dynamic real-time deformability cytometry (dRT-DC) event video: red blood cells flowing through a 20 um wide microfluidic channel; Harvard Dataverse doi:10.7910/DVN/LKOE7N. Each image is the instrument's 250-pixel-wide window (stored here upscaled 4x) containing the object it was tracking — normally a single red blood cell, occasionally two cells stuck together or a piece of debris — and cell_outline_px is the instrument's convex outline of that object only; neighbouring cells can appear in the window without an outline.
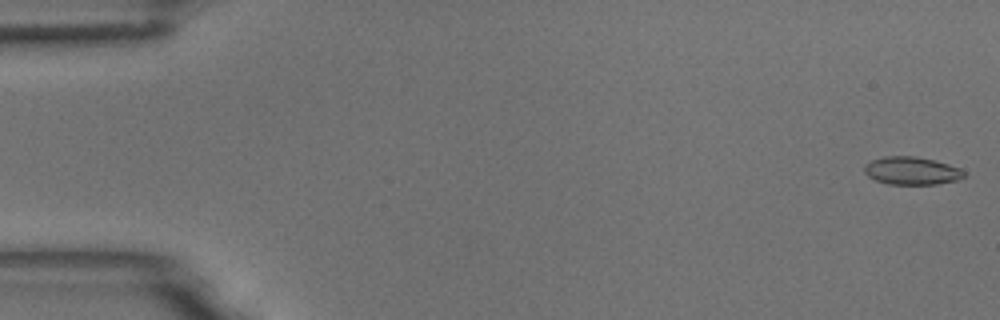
{"species": "common noctule bat (a hibernating species)", "species_latin": "Nyctalus noctula", "temperature_condition": "room temperature", "stored_images_in_passage": 9, "camera_frame_rate_fps": 3000, "um_per_image_px": 0.085, "animal": {"sex": "male", "body_mass_g": 18.8}, "frame": {"image": 1, "passage_image": 1, "time_ms": 0.0, "image_size_px": [1000, 320], "cell_outline_px": [[964, 176], [960, 180], [936, 184], [888, 184], [876, 180], [868, 176], [864, 172], [864, 164], [872, 160], [884, 156], [916, 156], [948, 164], [960, 168], [964, 172]], "centroid_in_image_um": [77.48, 14.51], "position_along_channel_um": 7.5, "area_um2": 16.18}}
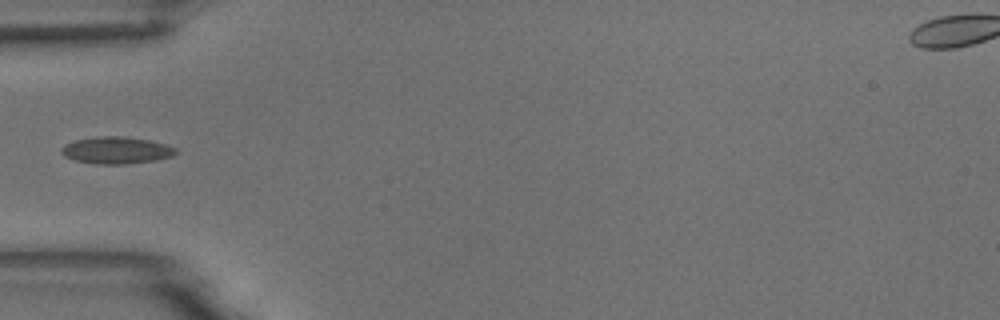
{"frame": {"image": 2, "passage_image": 6, "time_ms": 1.667, "image_size_px": [1000, 320], "cell_outline_px": [[176, 152], [172, 156], [152, 160], [124, 164], [96, 164], [76, 160], [64, 156], [60, 152], [60, 148], [76, 140], [100, 136], [124, 136], [148, 140], [164, 144], [176, 148]], "centroid_in_image_um": [9.86, 12.77], "position_along_channel_um": 75.1, "area_um2": 17.63}}